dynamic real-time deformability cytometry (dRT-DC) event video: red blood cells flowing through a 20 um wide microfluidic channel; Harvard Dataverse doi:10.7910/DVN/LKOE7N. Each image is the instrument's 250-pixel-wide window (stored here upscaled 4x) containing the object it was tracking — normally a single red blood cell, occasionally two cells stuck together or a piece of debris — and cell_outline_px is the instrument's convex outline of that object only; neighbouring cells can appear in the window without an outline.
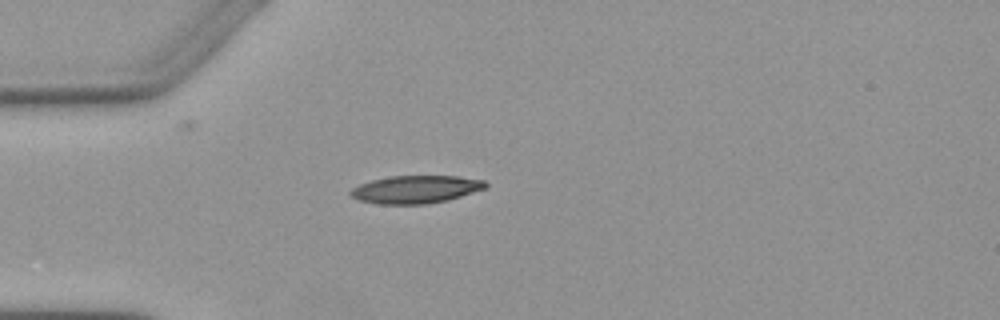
{"species": "Egyptian fruit bat (a non-hibernating species)", "species_latin": "Rousettus aegyptiacus", "temperature_condition": "warm", "stored_images_in_passage": 2, "camera_frame_rate_fps": 3000, "um_per_image_px": 0.085, "animal": {"sex": "female"}, "frame": {"image": 1, "passage_image": 1, "time_ms": 0.0, "image_size_px": [1000, 320], "cell_outline_px": [[488, 184], [484, 188], [448, 200], [424, 204], [376, 204], [360, 200], [352, 196], [348, 192], [352, 188], [360, 184], [372, 180], [392, 176], [456, 176], [484, 180]], "centroid_in_image_um": [35.31, 16.1], "position_along_channel_um": 49.7, "area_um2": 21.62}}